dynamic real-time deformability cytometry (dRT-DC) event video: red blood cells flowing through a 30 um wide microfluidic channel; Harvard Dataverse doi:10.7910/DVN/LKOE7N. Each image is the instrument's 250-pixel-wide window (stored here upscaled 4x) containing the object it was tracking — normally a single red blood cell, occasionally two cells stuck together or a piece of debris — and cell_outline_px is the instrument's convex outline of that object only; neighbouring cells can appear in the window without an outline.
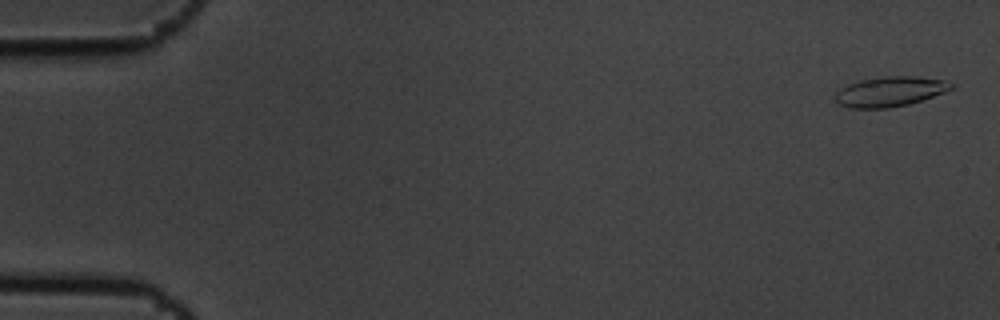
{"species": "common noctule bat (a hibernating species)", "species_latin": "Nyctalus noctula", "temperature_condition": "cold", "stored_images_in_passage": 6, "camera_frame_rate_fps": 3000, "um_per_image_px": 0.085, "animal": {"sex": "male", "body_mass_g": 19.5, "forearm_length_mm": 54.6}, "frame": {"image": 1, "passage_image": 1, "time_ms": 0.0, "image_size_px": [1000, 320], "cell_outline_px": [[956, 88], [908, 104], [888, 108], [848, 108], [840, 104], [836, 100], [836, 92], [840, 88], [848, 84], [860, 80], [876, 76], [916, 76], [944, 80], [956, 84]], "centroid_in_image_um": [75.67, 7.76], "position_along_channel_um": 9.3, "area_um2": 20.35}}
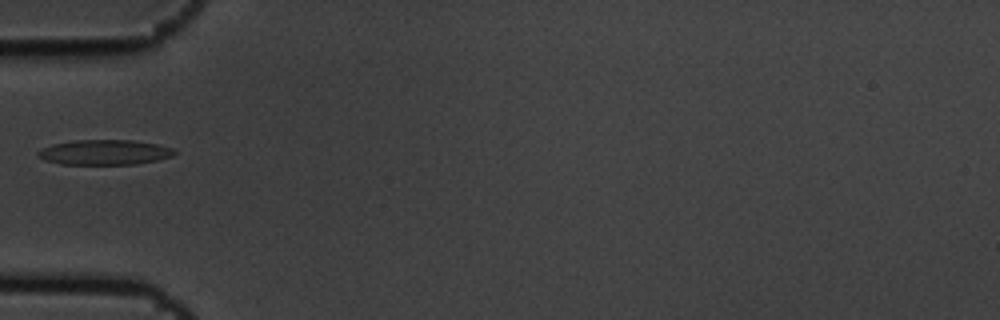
{"frame": {"image": 2, "passage_image": 5, "time_ms": 1.333, "image_size_px": [1000, 320], "cell_outline_px": [[176, 152], [172, 156], [156, 160], [136, 164], [60, 164], [44, 160], [36, 156], [36, 152], [40, 148], [52, 144], [72, 140], [132, 140], [156, 144], [172, 148]], "centroid_in_image_um": [8.81, 12.94], "position_along_channel_um": 76.2, "area_um2": 20.0}}
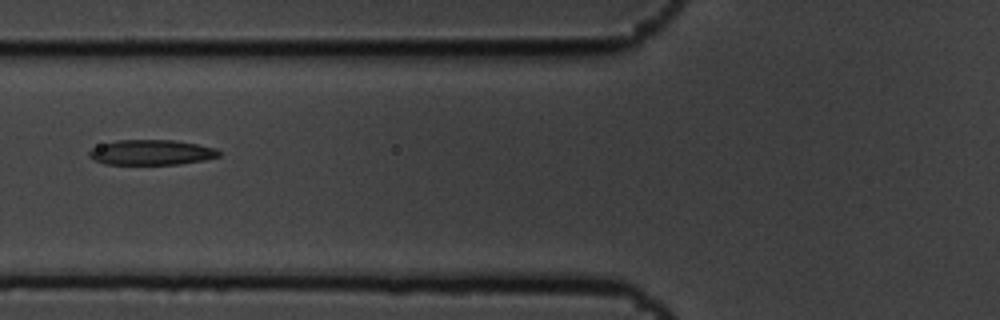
{"frame": {"image": 3, "passage_image": 6, "time_ms": 1.667, "image_size_px": [1000, 320], "cell_outline_px": [[220, 156], [204, 160], [180, 164], [104, 164], [92, 160], [88, 156], [88, 152], [92, 148], [100, 144], [116, 140], [172, 140], [196, 144], [216, 148], [220, 152]], "centroid_in_image_um": [12.82, 12.95], "position_along_channel_um": 113.0, "area_um2": 19.13}}